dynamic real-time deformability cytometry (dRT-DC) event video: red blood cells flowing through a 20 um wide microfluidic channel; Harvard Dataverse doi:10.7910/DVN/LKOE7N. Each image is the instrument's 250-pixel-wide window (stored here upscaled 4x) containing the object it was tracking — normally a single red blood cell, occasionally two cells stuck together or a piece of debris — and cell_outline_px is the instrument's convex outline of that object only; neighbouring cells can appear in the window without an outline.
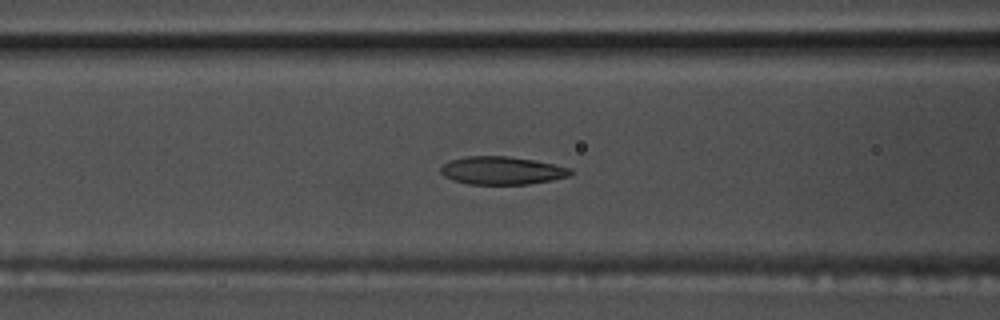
{"species": "common noctule bat (a hibernating species)", "species_latin": "Nyctalus noctula", "temperature_condition": "warm", "stored_images_in_passage": 53, "camera_frame_rate_fps": 3000, "um_per_image_px": 0.085, "animal": {"sex": "male", "body_mass_g": 17.5, "forearm_length_mm": 52.3}, "frame": {"image": 1, "passage_image": 19, "time_ms": 6.0, "image_size_px": [1000, 320], "cell_outline_px": [[576, 172], [568, 176], [552, 180], [528, 184], [468, 184], [444, 176], [440, 172], [440, 168], [444, 164], [452, 160], [468, 156], [508, 156], [532, 160], [572, 168]], "centroid_in_image_um": [42.7, 14.5], "position_along_channel_um": 123.9, "area_um2": 20.98}}
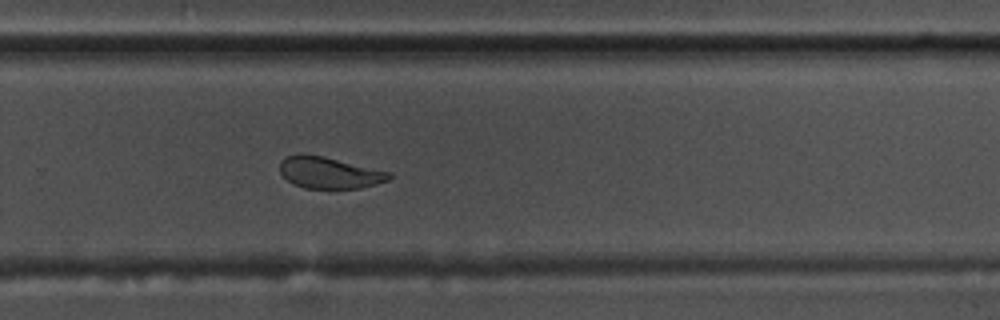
{"frame": {"image": 2, "passage_image": 34, "time_ms": 11.0, "image_size_px": [1000, 320], "cell_outline_px": [[392, 176], [388, 180], [376, 184], [360, 188], [304, 188], [292, 184], [280, 172], [280, 160], [288, 156], [300, 152], [324, 156], [392, 172]], "centroid_in_image_um": [27.98, 14.66], "position_along_channel_um": 301.8, "area_um2": 20.29}}
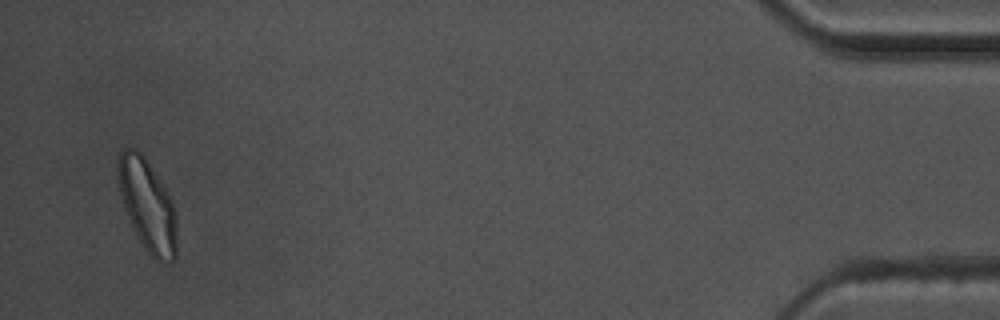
{"frame": {"image": 3, "passage_image": 51, "time_ms": 16.667, "image_size_px": [1000, 320], "cell_outline_px": [[176, 256], [172, 260], [152, 260], [136, 236], [132, 228], [124, 208], [120, 196], [116, 172], [116, 160], [120, 152], [124, 148], [136, 148], [144, 156], [168, 192], [172, 200], [176, 212]], "centroid_in_image_um": [12.5, 17.42], "position_along_channel_um": 422.7, "area_um2": 31.91}, "authors_computed_cell_mechanics": {"area_um2": 21.8484, "velocity_mm_per_s": 3.5723, "shape_relaxation_time_tau1_ms": 8.2125, "shape_relaxation_time_tau2_ms": 1.5991, "deformation_change_tau1": 0.1989, "deformation_change_tau2": 0.0656}}